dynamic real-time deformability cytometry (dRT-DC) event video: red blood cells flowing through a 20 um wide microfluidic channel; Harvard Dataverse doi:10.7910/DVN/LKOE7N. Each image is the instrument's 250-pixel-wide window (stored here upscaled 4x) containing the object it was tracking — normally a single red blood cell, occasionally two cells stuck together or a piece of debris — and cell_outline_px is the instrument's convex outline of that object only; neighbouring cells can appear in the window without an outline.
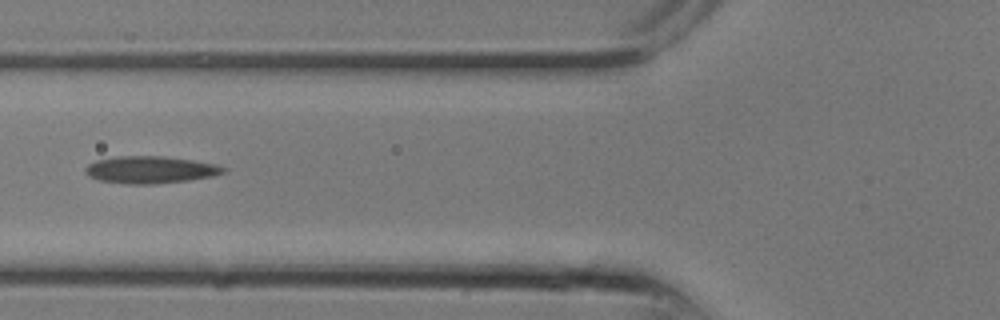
{"species": "common noctule bat (a hibernating species)", "species_latin": "Nyctalus noctula", "temperature_condition": "room temperature", "stored_images_in_passage": 11, "camera_frame_rate_fps": 3000, "um_per_image_px": 0.085, "animal": {"sex": "male", "body_mass_g": 13.3}, "frame": {"image": 1, "passage_image": 10, "time_ms": 3.0, "image_size_px": [1000, 320], "cell_outline_px": [[228, 172], [212, 176], [188, 180], [152, 184], [132, 184], [100, 180], [84, 172], [84, 168], [88, 164], [96, 160], [116, 156], [164, 156], [220, 164], [228, 168]], "centroid_in_image_um": [12.85, 14.41], "position_along_channel_um": 112.9, "area_um2": 21.91}}